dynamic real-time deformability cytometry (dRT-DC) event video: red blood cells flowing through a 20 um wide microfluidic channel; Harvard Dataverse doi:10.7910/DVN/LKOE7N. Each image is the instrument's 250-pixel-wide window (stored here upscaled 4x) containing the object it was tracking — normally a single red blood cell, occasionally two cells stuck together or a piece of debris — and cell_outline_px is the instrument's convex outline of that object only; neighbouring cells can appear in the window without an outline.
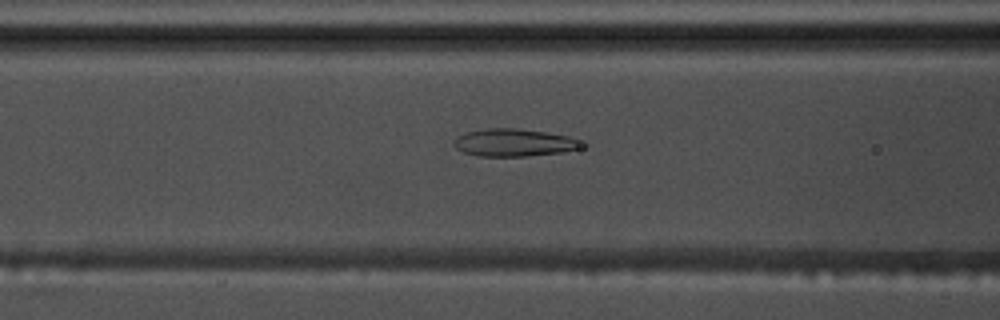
{"species": "common noctule bat (a hibernating species)", "species_latin": "Nyctalus noctula", "temperature_condition": "warm", "stored_images_in_passage": 42, "camera_frame_rate_fps": 3000, "um_per_image_px": 0.085, "animal": {"sex": "male", "body_mass_g": 17.5, "forearm_length_mm": 52.3}, "frame": {"image": 1, "passage_image": 9, "time_ms": 2.667, "image_size_px": [1000, 320], "cell_outline_px": [[588, 144], [580, 148], [560, 152], [528, 156], [476, 156], [464, 152], [456, 148], [452, 144], [460, 136], [468, 132], [484, 128], [516, 128], [544, 132], [568, 136]], "centroid_in_image_um": [43.71, 12.12], "position_along_channel_um": 122.9, "area_um2": 20.35}}
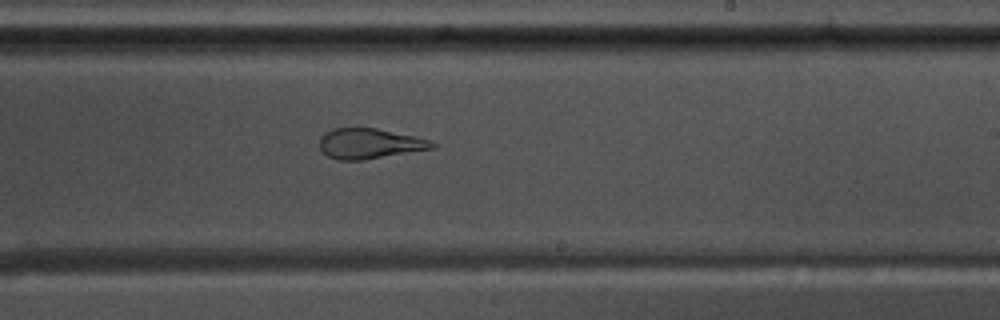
{"frame": {"image": 2, "passage_image": 20, "time_ms": 6.333, "image_size_px": [1000, 320], "cell_outline_px": [[436, 148], [360, 160], [336, 160], [328, 156], [320, 148], [320, 136], [324, 132], [332, 128], [376, 128], [416, 136], [428, 140], [436, 144]], "centroid_in_image_um": [31.39, 12.19], "position_along_channel_um": 257.6, "area_um2": 19.83}}
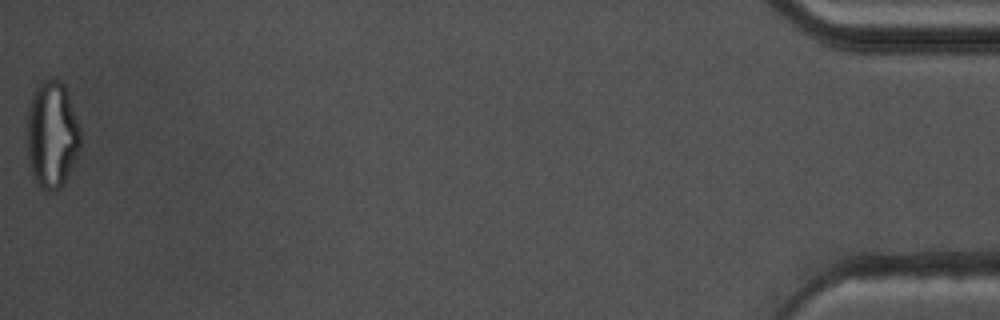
{"frame": {"image": 3, "passage_image": 42, "time_ms": 13.667, "image_size_px": [1000, 320], "cell_outline_px": [[80, 148], [60, 188], [56, 192], [48, 192], [40, 188], [36, 184], [32, 176], [28, 152], [28, 108], [32, 96], [36, 88], [44, 80], [60, 80], [64, 84], [80, 128]], "centroid_in_image_um": [4.41, 11.48], "position_along_channel_um": 430.8, "area_um2": 32.83}, "authors_computed_cell_mechanics": {"area_um2": 22.3397, "velocity_mm_per_s": 3.685, "shape_relaxation_time_tau1_ms": null, "shape_relaxation_time_tau2_ms": 1.4947, "deformation_change_tau1": null, "deformation_change_tau2": 0.108}}